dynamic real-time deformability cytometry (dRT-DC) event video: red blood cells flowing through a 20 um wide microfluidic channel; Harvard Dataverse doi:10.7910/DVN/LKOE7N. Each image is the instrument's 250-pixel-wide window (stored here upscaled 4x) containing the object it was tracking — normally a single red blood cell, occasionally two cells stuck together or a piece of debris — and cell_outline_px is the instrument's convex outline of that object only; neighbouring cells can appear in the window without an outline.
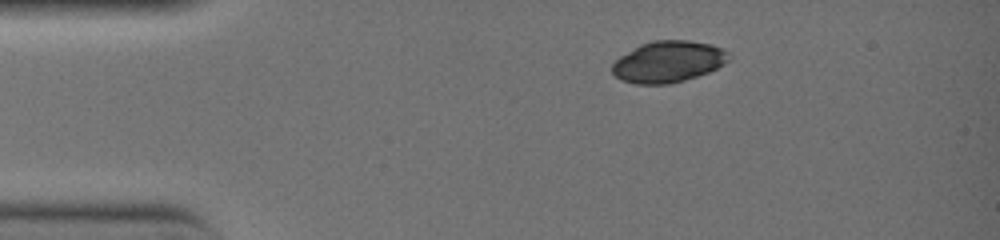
{"species": "common noctule bat (a hibernating species)", "species_latin": "Nyctalus noctula", "temperature_condition": "warm", "stored_images_in_passage": 5, "camera_frame_rate_fps": 3000, "um_per_image_px": 0.085, "animal": {"sex": "female", "body_mass_g": 19.0, "forearm_length_mm": 51.5}, "frame": {"image": 1, "passage_image": 1, "time_ms": 0.0, "image_size_px": [1000, 240], "cell_outline_px": [[732, 56], [724, 64], [708, 72], [684, 80], [668, 84], [636, 84], [620, 80], [612, 72], [612, 64], [620, 56], [640, 44], [652, 40], [688, 40], [712, 44], [728, 52]], "centroid_in_image_um": [56.79, 5.24], "position_along_channel_um": 28.2, "area_um2": 28.15}}